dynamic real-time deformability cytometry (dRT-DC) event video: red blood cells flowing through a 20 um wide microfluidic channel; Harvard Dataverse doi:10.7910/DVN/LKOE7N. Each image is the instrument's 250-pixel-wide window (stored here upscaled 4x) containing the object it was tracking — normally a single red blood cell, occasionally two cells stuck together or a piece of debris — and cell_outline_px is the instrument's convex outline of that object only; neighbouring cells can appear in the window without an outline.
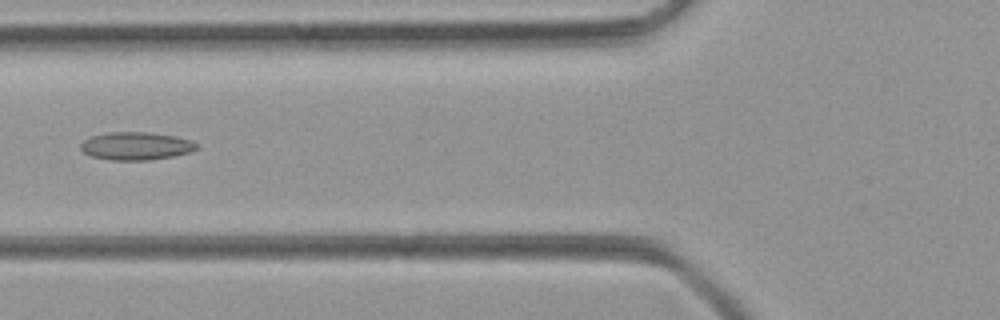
{"species": "common noctule bat (a hibernating species)", "species_latin": "Nyctalus noctula", "temperature_condition": "room temperature", "stored_images_in_passage": 41, "camera_frame_rate_fps": 3000, "um_per_image_px": 0.085, "animal": {"sex": "female", "body_mass_g": 21.9}, "frame": {"image": 1, "passage_image": 11, "time_ms": 3.333, "image_size_px": [1000, 320], "cell_outline_px": [[196, 148], [188, 152], [172, 156], [148, 160], [112, 160], [92, 156], [84, 152], [80, 148], [80, 144], [84, 140], [92, 136], [108, 132], [148, 132], [172, 136], [192, 140], [196, 144]], "centroid_in_image_um": [11.52, 12.4], "position_along_channel_um": 114.3, "area_um2": 18.55}}
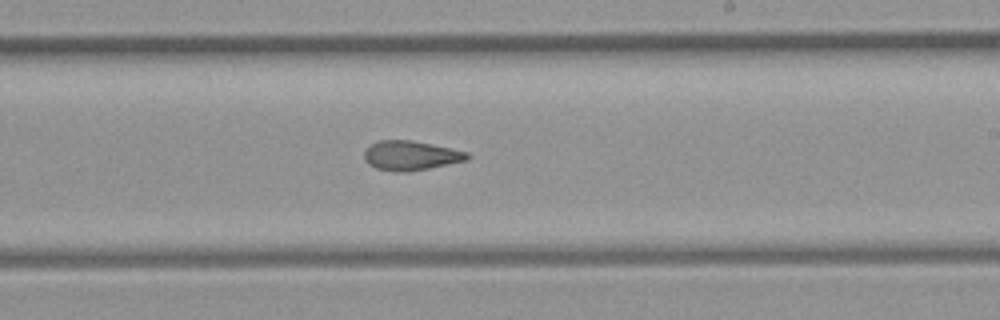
{"frame": {"image": 2, "passage_image": 21, "time_ms": 6.667, "image_size_px": [1000, 320], "cell_outline_px": [[468, 160], [428, 168], [404, 172], [376, 168], [368, 164], [364, 160], [364, 152], [372, 144], [380, 140], [412, 140], [432, 144], [468, 152]], "centroid_in_image_um": [34.9, 13.21], "position_along_channel_um": 254.1, "area_um2": 17.4}}
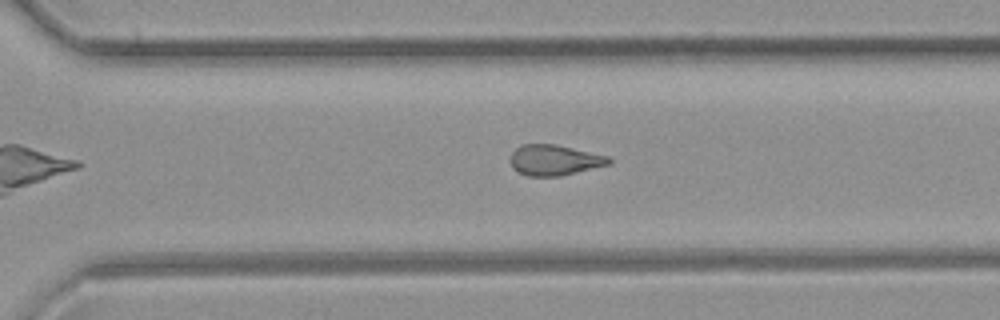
{"frame": {"image": 3, "passage_image": 26, "time_ms": 8.333, "image_size_px": [1000, 320], "cell_outline_px": [[612, 160], [608, 164], [560, 176], [528, 176], [512, 168], [508, 160], [508, 156], [520, 144], [556, 144], [608, 156]], "centroid_in_image_um": [47.05, 13.59], "position_along_channel_um": 323.6, "area_um2": 17.57}}